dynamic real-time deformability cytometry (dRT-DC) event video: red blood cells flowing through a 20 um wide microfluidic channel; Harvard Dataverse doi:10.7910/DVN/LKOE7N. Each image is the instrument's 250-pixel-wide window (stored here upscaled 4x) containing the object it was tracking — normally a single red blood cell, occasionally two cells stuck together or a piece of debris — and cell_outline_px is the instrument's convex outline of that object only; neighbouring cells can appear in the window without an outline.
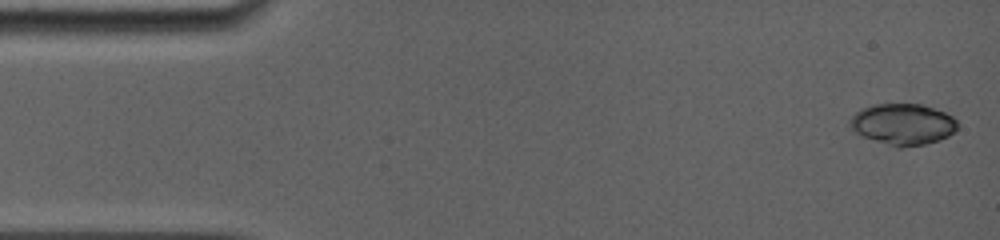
{"species": "common noctule bat (a hibernating species)", "species_latin": "Nyctalus noctula", "temperature_condition": "room temperature", "stored_images_in_passage": 16, "camera_frame_rate_fps": 5000, "um_per_image_px": 0.085, "animal": {"sex": "female", "body_mass_g": 19.0, "forearm_length_mm": 56.7}, "frame": {"image": 1, "passage_image": 1, "time_ms": 0.0, "image_size_px": [1000, 240], "cell_outline_px": [[960, 124], [948, 136], [940, 140], [924, 144], [900, 148], [896, 148], [864, 136], [856, 132], [848, 124], [848, 120], [860, 108], [876, 104], [920, 104], [944, 112], [952, 116]], "centroid_in_image_um": [76.73, 10.56], "position_along_channel_um": 8.3, "area_um2": 25.78}}
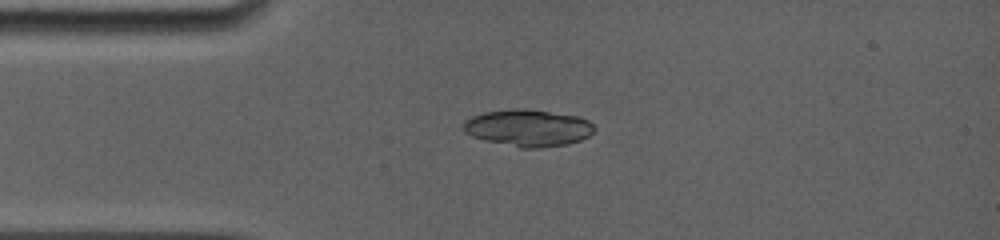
{"frame": {"image": 2, "passage_image": 13, "time_ms": 3.4, "image_size_px": [1000, 240], "cell_outline_px": [[596, 128], [588, 136], [580, 140], [568, 144], [540, 148], [520, 148], [484, 140], [472, 136], [464, 132], [464, 120], [472, 116], [484, 112], [512, 108], [524, 108], [576, 116], [588, 120]], "centroid_in_image_um": [44.87, 10.87], "position_along_channel_um": 40.1, "area_um2": 28.21}}